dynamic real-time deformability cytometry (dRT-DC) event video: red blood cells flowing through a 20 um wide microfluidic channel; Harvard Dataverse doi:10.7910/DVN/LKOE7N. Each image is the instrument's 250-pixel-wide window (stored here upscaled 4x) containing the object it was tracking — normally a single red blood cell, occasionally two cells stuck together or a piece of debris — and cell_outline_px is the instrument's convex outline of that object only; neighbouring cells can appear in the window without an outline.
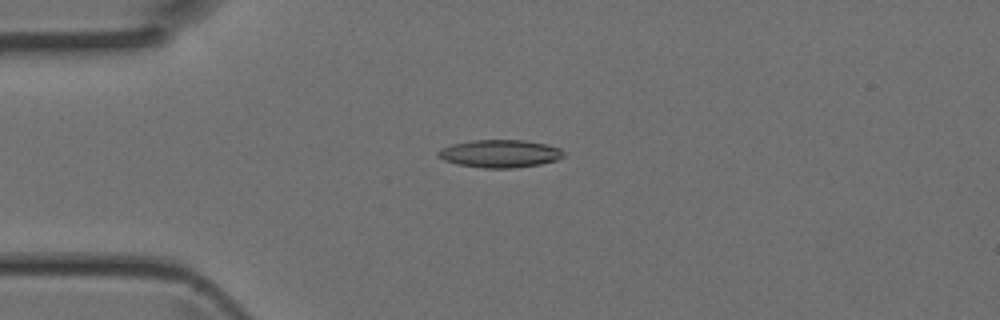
{"species": "Egyptian fruit bat (a non-hibernating species)", "species_latin": "Rousettus aegyptiacus", "temperature_condition": "room temperature", "stored_images_in_passage": 4, "camera_frame_rate_fps": 3000, "um_per_image_px": 0.085, "animal": {"sex": "female"}, "frame": {"image": 1, "passage_image": 3, "time_ms": 0.667, "image_size_px": [1000, 320], "cell_outline_px": [[564, 156], [556, 160], [540, 164], [516, 168], [484, 168], [456, 164], [444, 160], [436, 152], [440, 148], [452, 144], [472, 140], [524, 140], [548, 144], [560, 148], [564, 152]], "centroid_in_image_um": [42.5, 13.05], "position_along_channel_um": 42.5, "area_um2": 20.4}}